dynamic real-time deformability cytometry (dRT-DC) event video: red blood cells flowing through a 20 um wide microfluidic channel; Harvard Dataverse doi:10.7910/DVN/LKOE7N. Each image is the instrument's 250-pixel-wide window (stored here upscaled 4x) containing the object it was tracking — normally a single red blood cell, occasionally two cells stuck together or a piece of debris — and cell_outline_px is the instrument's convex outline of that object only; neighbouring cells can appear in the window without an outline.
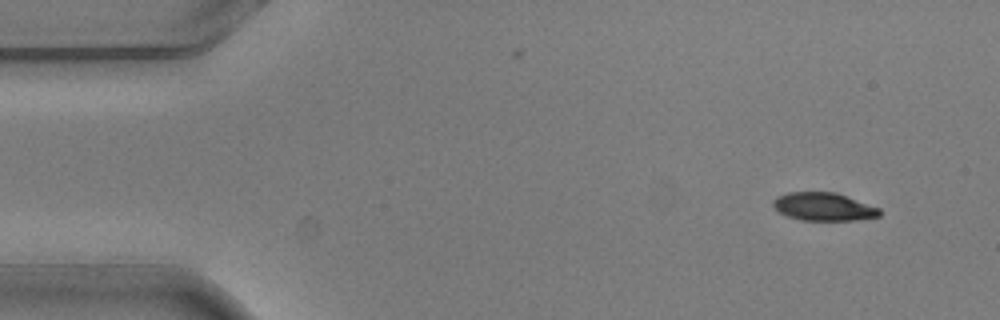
{"species": "common noctule bat (a hibernating species)", "species_latin": "Nyctalus noctula", "temperature_condition": "warm", "stored_images_in_passage": 5, "camera_frame_rate_fps": 3000, "um_per_image_px": 0.085, "animal": {"sex": "male", "body_mass_g": 20.5, "forearm_length_mm": 52.5}, "frame": {"image": 1, "passage_image": 1, "time_ms": 0.0, "image_size_px": [1000, 320], "cell_outline_px": [[880, 216], [856, 220], [800, 220], [788, 216], [780, 212], [772, 204], [772, 200], [776, 196], [788, 192], [836, 192], [880, 208]], "centroid_in_image_um": [70.0, 17.56], "position_along_channel_um": 15.0, "area_um2": 17.4}}
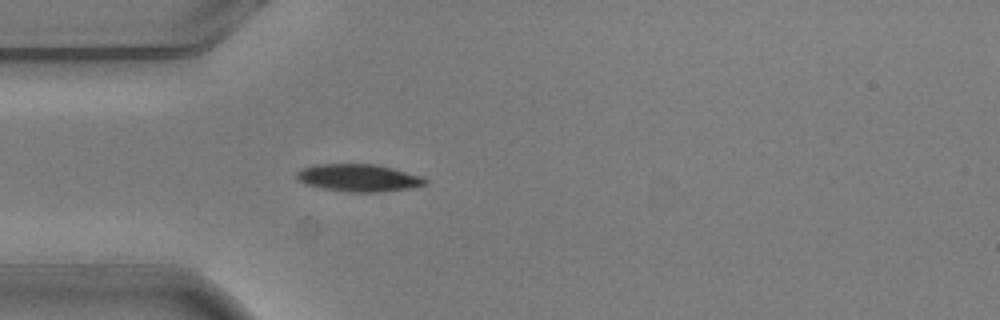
{"frame": {"image": 2, "passage_image": 4, "time_ms": 1.0, "image_size_px": [1000, 320], "cell_outline_px": [[428, 184], [408, 188], [380, 192], [348, 192], [324, 188], [304, 184], [296, 180], [296, 172], [300, 168], [316, 164], [376, 164], [392, 168], [420, 176], [428, 180]], "centroid_in_image_um": [30.43, 15.11], "position_along_channel_um": 54.6, "area_um2": 20.58}}